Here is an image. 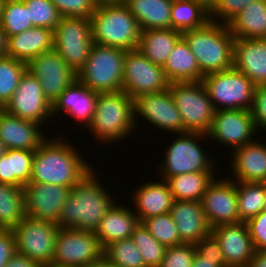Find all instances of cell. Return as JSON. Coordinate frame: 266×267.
Wrapping results in <instances>:
<instances>
[{"instance_id":"1","label":"cell","mask_w":266,"mask_h":267,"mask_svg":"<svg viewBox=\"0 0 266 267\" xmlns=\"http://www.w3.org/2000/svg\"><path fill=\"white\" fill-rule=\"evenodd\" d=\"M65 136L46 138L35 150L30 182L75 186L92 169Z\"/></svg>"},{"instance_id":"2","label":"cell","mask_w":266,"mask_h":267,"mask_svg":"<svg viewBox=\"0 0 266 267\" xmlns=\"http://www.w3.org/2000/svg\"><path fill=\"white\" fill-rule=\"evenodd\" d=\"M94 169L71 188L58 220L59 228L95 232L104 215L115 204L117 199H113L111 192H107L108 189L99 182Z\"/></svg>"},{"instance_id":"3","label":"cell","mask_w":266,"mask_h":267,"mask_svg":"<svg viewBox=\"0 0 266 267\" xmlns=\"http://www.w3.org/2000/svg\"><path fill=\"white\" fill-rule=\"evenodd\" d=\"M136 126L133 98L122 90L98 93L94 117L86 130L96 142L116 144L129 138Z\"/></svg>"},{"instance_id":"4","label":"cell","mask_w":266,"mask_h":267,"mask_svg":"<svg viewBox=\"0 0 266 267\" xmlns=\"http://www.w3.org/2000/svg\"><path fill=\"white\" fill-rule=\"evenodd\" d=\"M203 76L233 67L234 37L228 24L209 20L204 26L182 33Z\"/></svg>"},{"instance_id":"5","label":"cell","mask_w":266,"mask_h":267,"mask_svg":"<svg viewBox=\"0 0 266 267\" xmlns=\"http://www.w3.org/2000/svg\"><path fill=\"white\" fill-rule=\"evenodd\" d=\"M91 24L95 44L127 51L138 48L141 29L125 3L97 6Z\"/></svg>"},{"instance_id":"6","label":"cell","mask_w":266,"mask_h":267,"mask_svg":"<svg viewBox=\"0 0 266 267\" xmlns=\"http://www.w3.org/2000/svg\"><path fill=\"white\" fill-rule=\"evenodd\" d=\"M171 144L168 145L164 162H159V180L189 172H217L216 160L214 161L203 151L200 142L207 141V135L196 132L174 134ZM199 142V143H198ZM162 163V164H161ZM216 165V166H215ZM217 167V168H215ZM216 169V170H215Z\"/></svg>"},{"instance_id":"7","label":"cell","mask_w":266,"mask_h":267,"mask_svg":"<svg viewBox=\"0 0 266 267\" xmlns=\"http://www.w3.org/2000/svg\"><path fill=\"white\" fill-rule=\"evenodd\" d=\"M126 51L94 43L86 63L77 72V80L97 92L122 90Z\"/></svg>"},{"instance_id":"8","label":"cell","mask_w":266,"mask_h":267,"mask_svg":"<svg viewBox=\"0 0 266 267\" xmlns=\"http://www.w3.org/2000/svg\"><path fill=\"white\" fill-rule=\"evenodd\" d=\"M215 110H251L256 85L234 67L203 77Z\"/></svg>"},{"instance_id":"9","label":"cell","mask_w":266,"mask_h":267,"mask_svg":"<svg viewBox=\"0 0 266 267\" xmlns=\"http://www.w3.org/2000/svg\"><path fill=\"white\" fill-rule=\"evenodd\" d=\"M169 89L187 132L207 134L216 110L202 81L171 82Z\"/></svg>"},{"instance_id":"10","label":"cell","mask_w":266,"mask_h":267,"mask_svg":"<svg viewBox=\"0 0 266 267\" xmlns=\"http://www.w3.org/2000/svg\"><path fill=\"white\" fill-rule=\"evenodd\" d=\"M53 49L77 73L86 63L94 44L91 19L61 17L53 31Z\"/></svg>"},{"instance_id":"11","label":"cell","mask_w":266,"mask_h":267,"mask_svg":"<svg viewBox=\"0 0 266 267\" xmlns=\"http://www.w3.org/2000/svg\"><path fill=\"white\" fill-rule=\"evenodd\" d=\"M104 256L95 232L77 229H58L53 267H85Z\"/></svg>"},{"instance_id":"12","label":"cell","mask_w":266,"mask_h":267,"mask_svg":"<svg viewBox=\"0 0 266 267\" xmlns=\"http://www.w3.org/2000/svg\"><path fill=\"white\" fill-rule=\"evenodd\" d=\"M58 229L55 223L25 216L11 230L15 236L17 252L43 267L52 263Z\"/></svg>"},{"instance_id":"13","label":"cell","mask_w":266,"mask_h":267,"mask_svg":"<svg viewBox=\"0 0 266 267\" xmlns=\"http://www.w3.org/2000/svg\"><path fill=\"white\" fill-rule=\"evenodd\" d=\"M163 67L153 64L139 50H128L124 59L122 91L131 98L169 89Z\"/></svg>"},{"instance_id":"14","label":"cell","mask_w":266,"mask_h":267,"mask_svg":"<svg viewBox=\"0 0 266 267\" xmlns=\"http://www.w3.org/2000/svg\"><path fill=\"white\" fill-rule=\"evenodd\" d=\"M26 69L41 83L43 94L51 104L77 80V73L54 49L30 59Z\"/></svg>"},{"instance_id":"15","label":"cell","mask_w":266,"mask_h":267,"mask_svg":"<svg viewBox=\"0 0 266 267\" xmlns=\"http://www.w3.org/2000/svg\"><path fill=\"white\" fill-rule=\"evenodd\" d=\"M257 131L250 110H217L206 135L212 142L214 140L223 147H230L233 152L253 142L257 138L253 136L259 133Z\"/></svg>"},{"instance_id":"16","label":"cell","mask_w":266,"mask_h":267,"mask_svg":"<svg viewBox=\"0 0 266 267\" xmlns=\"http://www.w3.org/2000/svg\"><path fill=\"white\" fill-rule=\"evenodd\" d=\"M135 125L142 119L150 123L152 128L168 131L172 135L185 133L183 121L170 89L164 91L143 94L134 99ZM141 116V117H140ZM140 117V118H139Z\"/></svg>"},{"instance_id":"17","label":"cell","mask_w":266,"mask_h":267,"mask_svg":"<svg viewBox=\"0 0 266 267\" xmlns=\"http://www.w3.org/2000/svg\"><path fill=\"white\" fill-rule=\"evenodd\" d=\"M3 109L40 125L53 121L52 104L45 98L41 83L28 71L23 74L16 91Z\"/></svg>"},{"instance_id":"18","label":"cell","mask_w":266,"mask_h":267,"mask_svg":"<svg viewBox=\"0 0 266 267\" xmlns=\"http://www.w3.org/2000/svg\"><path fill=\"white\" fill-rule=\"evenodd\" d=\"M211 228L241 222L238 215L236 182L215 178L200 200Z\"/></svg>"},{"instance_id":"19","label":"cell","mask_w":266,"mask_h":267,"mask_svg":"<svg viewBox=\"0 0 266 267\" xmlns=\"http://www.w3.org/2000/svg\"><path fill=\"white\" fill-rule=\"evenodd\" d=\"M71 187L29 182L24 186L26 216L58 224Z\"/></svg>"},{"instance_id":"20","label":"cell","mask_w":266,"mask_h":267,"mask_svg":"<svg viewBox=\"0 0 266 267\" xmlns=\"http://www.w3.org/2000/svg\"><path fill=\"white\" fill-rule=\"evenodd\" d=\"M98 93L75 80L52 103L53 121L54 118L61 117L59 113H63L82 124L83 129H87L94 117Z\"/></svg>"},{"instance_id":"21","label":"cell","mask_w":266,"mask_h":267,"mask_svg":"<svg viewBox=\"0 0 266 267\" xmlns=\"http://www.w3.org/2000/svg\"><path fill=\"white\" fill-rule=\"evenodd\" d=\"M229 267H245L253 258L255 248L245 222L222 224L212 228Z\"/></svg>"},{"instance_id":"22","label":"cell","mask_w":266,"mask_h":267,"mask_svg":"<svg viewBox=\"0 0 266 267\" xmlns=\"http://www.w3.org/2000/svg\"><path fill=\"white\" fill-rule=\"evenodd\" d=\"M41 127L45 126L0 109V139L7 149L35 151L47 138Z\"/></svg>"},{"instance_id":"23","label":"cell","mask_w":266,"mask_h":267,"mask_svg":"<svg viewBox=\"0 0 266 267\" xmlns=\"http://www.w3.org/2000/svg\"><path fill=\"white\" fill-rule=\"evenodd\" d=\"M261 142L256 138L231 152L230 169L234 172L229 177L231 180L266 183V143Z\"/></svg>"},{"instance_id":"24","label":"cell","mask_w":266,"mask_h":267,"mask_svg":"<svg viewBox=\"0 0 266 267\" xmlns=\"http://www.w3.org/2000/svg\"><path fill=\"white\" fill-rule=\"evenodd\" d=\"M170 214L184 244H196L212 232L200 201L174 200Z\"/></svg>"},{"instance_id":"25","label":"cell","mask_w":266,"mask_h":267,"mask_svg":"<svg viewBox=\"0 0 266 267\" xmlns=\"http://www.w3.org/2000/svg\"><path fill=\"white\" fill-rule=\"evenodd\" d=\"M233 67L256 86L266 85V39L234 38Z\"/></svg>"},{"instance_id":"26","label":"cell","mask_w":266,"mask_h":267,"mask_svg":"<svg viewBox=\"0 0 266 267\" xmlns=\"http://www.w3.org/2000/svg\"><path fill=\"white\" fill-rule=\"evenodd\" d=\"M136 189H133L131 196L134 203L132 209L140 222L152 216L170 213L174 199L165 180L144 181Z\"/></svg>"},{"instance_id":"27","label":"cell","mask_w":266,"mask_h":267,"mask_svg":"<svg viewBox=\"0 0 266 267\" xmlns=\"http://www.w3.org/2000/svg\"><path fill=\"white\" fill-rule=\"evenodd\" d=\"M139 218L128 205L114 204L104 215L95 231V235L103 249L112 242L131 238Z\"/></svg>"},{"instance_id":"28","label":"cell","mask_w":266,"mask_h":267,"mask_svg":"<svg viewBox=\"0 0 266 267\" xmlns=\"http://www.w3.org/2000/svg\"><path fill=\"white\" fill-rule=\"evenodd\" d=\"M53 31L44 27H32L8 37L7 56L27 63L44 52L53 50Z\"/></svg>"},{"instance_id":"29","label":"cell","mask_w":266,"mask_h":267,"mask_svg":"<svg viewBox=\"0 0 266 267\" xmlns=\"http://www.w3.org/2000/svg\"><path fill=\"white\" fill-rule=\"evenodd\" d=\"M163 69L170 82H200L204 77L183 37L175 44Z\"/></svg>"},{"instance_id":"30","label":"cell","mask_w":266,"mask_h":267,"mask_svg":"<svg viewBox=\"0 0 266 267\" xmlns=\"http://www.w3.org/2000/svg\"><path fill=\"white\" fill-rule=\"evenodd\" d=\"M174 0H126L125 4L138 21L141 31L171 28Z\"/></svg>"},{"instance_id":"31","label":"cell","mask_w":266,"mask_h":267,"mask_svg":"<svg viewBox=\"0 0 266 267\" xmlns=\"http://www.w3.org/2000/svg\"><path fill=\"white\" fill-rule=\"evenodd\" d=\"M182 33L175 29H150L141 31L139 50L153 64L163 67Z\"/></svg>"},{"instance_id":"32","label":"cell","mask_w":266,"mask_h":267,"mask_svg":"<svg viewBox=\"0 0 266 267\" xmlns=\"http://www.w3.org/2000/svg\"><path fill=\"white\" fill-rule=\"evenodd\" d=\"M234 38L266 39V0H255L228 23Z\"/></svg>"},{"instance_id":"33","label":"cell","mask_w":266,"mask_h":267,"mask_svg":"<svg viewBox=\"0 0 266 267\" xmlns=\"http://www.w3.org/2000/svg\"><path fill=\"white\" fill-rule=\"evenodd\" d=\"M35 151L7 149L0 157V182L24 187L30 182Z\"/></svg>"},{"instance_id":"34","label":"cell","mask_w":266,"mask_h":267,"mask_svg":"<svg viewBox=\"0 0 266 267\" xmlns=\"http://www.w3.org/2000/svg\"><path fill=\"white\" fill-rule=\"evenodd\" d=\"M209 0H174L171 29L181 33L200 28L209 21Z\"/></svg>"},{"instance_id":"35","label":"cell","mask_w":266,"mask_h":267,"mask_svg":"<svg viewBox=\"0 0 266 267\" xmlns=\"http://www.w3.org/2000/svg\"><path fill=\"white\" fill-rule=\"evenodd\" d=\"M215 172H189L172 176L165 181L174 200L200 201L207 187L217 177Z\"/></svg>"},{"instance_id":"36","label":"cell","mask_w":266,"mask_h":267,"mask_svg":"<svg viewBox=\"0 0 266 267\" xmlns=\"http://www.w3.org/2000/svg\"><path fill=\"white\" fill-rule=\"evenodd\" d=\"M25 216L24 187L0 182V229H12Z\"/></svg>"},{"instance_id":"37","label":"cell","mask_w":266,"mask_h":267,"mask_svg":"<svg viewBox=\"0 0 266 267\" xmlns=\"http://www.w3.org/2000/svg\"><path fill=\"white\" fill-rule=\"evenodd\" d=\"M238 215L241 222L261 213L266 197V183L236 182Z\"/></svg>"},{"instance_id":"38","label":"cell","mask_w":266,"mask_h":267,"mask_svg":"<svg viewBox=\"0 0 266 267\" xmlns=\"http://www.w3.org/2000/svg\"><path fill=\"white\" fill-rule=\"evenodd\" d=\"M26 63L10 56L0 58V109H3L16 91Z\"/></svg>"},{"instance_id":"39","label":"cell","mask_w":266,"mask_h":267,"mask_svg":"<svg viewBox=\"0 0 266 267\" xmlns=\"http://www.w3.org/2000/svg\"><path fill=\"white\" fill-rule=\"evenodd\" d=\"M0 25L7 38L31 29L33 25L25 3L22 0H5Z\"/></svg>"},{"instance_id":"40","label":"cell","mask_w":266,"mask_h":267,"mask_svg":"<svg viewBox=\"0 0 266 267\" xmlns=\"http://www.w3.org/2000/svg\"><path fill=\"white\" fill-rule=\"evenodd\" d=\"M131 239L141 253L146 267L160 266L166 247L150 234L142 222L135 227Z\"/></svg>"},{"instance_id":"41","label":"cell","mask_w":266,"mask_h":267,"mask_svg":"<svg viewBox=\"0 0 266 267\" xmlns=\"http://www.w3.org/2000/svg\"><path fill=\"white\" fill-rule=\"evenodd\" d=\"M104 257L116 267H146L131 238L112 242L104 249Z\"/></svg>"},{"instance_id":"42","label":"cell","mask_w":266,"mask_h":267,"mask_svg":"<svg viewBox=\"0 0 266 267\" xmlns=\"http://www.w3.org/2000/svg\"><path fill=\"white\" fill-rule=\"evenodd\" d=\"M150 234L165 247L184 244L170 213L152 216L142 221Z\"/></svg>"},{"instance_id":"43","label":"cell","mask_w":266,"mask_h":267,"mask_svg":"<svg viewBox=\"0 0 266 267\" xmlns=\"http://www.w3.org/2000/svg\"><path fill=\"white\" fill-rule=\"evenodd\" d=\"M29 11L33 27H44L54 31L60 21L56 6L51 0H22Z\"/></svg>"},{"instance_id":"44","label":"cell","mask_w":266,"mask_h":267,"mask_svg":"<svg viewBox=\"0 0 266 267\" xmlns=\"http://www.w3.org/2000/svg\"><path fill=\"white\" fill-rule=\"evenodd\" d=\"M253 1L255 0H209V19L228 24Z\"/></svg>"},{"instance_id":"45","label":"cell","mask_w":266,"mask_h":267,"mask_svg":"<svg viewBox=\"0 0 266 267\" xmlns=\"http://www.w3.org/2000/svg\"><path fill=\"white\" fill-rule=\"evenodd\" d=\"M195 254V244L166 247L159 267H192Z\"/></svg>"},{"instance_id":"46","label":"cell","mask_w":266,"mask_h":267,"mask_svg":"<svg viewBox=\"0 0 266 267\" xmlns=\"http://www.w3.org/2000/svg\"><path fill=\"white\" fill-rule=\"evenodd\" d=\"M61 17H86L91 19L97 4L94 0H51Z\"/></svg>"},{"instance_id":"47","label":"cell","mask_w":266,"mask_h":267,"mask_svg":"<svg viewBox=\"0 0 266 267\" xmlns=\"http://www.w3.org/2000/svg\"><path fill=\"white\" fill-rule=\"evenodd\" d=\"M196 251L205 259H217L221 267H229L223 256L221 245L216 236L211 232L195 244Z\"/></svg>"},{"instance_id":"48","label":"cell","mask_w":266,"mask_h":267,"mask_svg":"<svg viewBox=\"0 0 266 267\" xmlns=\"http://www.w3.org/2000/svg\"><path fill=\"white\" fill-rule=\"evenodd\" d=\"M245 223L255 250H266V212L262 211Z\"/></svg>"},{"instance_id":"49","label":"cell","mask_w":266,"mask_h":267,"mask_svg":"<svg viewBox=\"0 0 266 267\" xmlns=\"http://www.w3.org/2000/svg\"><path fill=\"white\" fill-rule=\"evenodd\" d=\"M255 127L266 132V85H258L254 91L253 105L250 110Z\"/></svg>"},{"instance_id":"50","label":"cell","mask_w":266,"mask_h":267,"mask_svg":"<svg viewBox=\"0 0 266 267\" xmlns=\"http://www.w3.org/2000/svg\"><path fill=\"white\" fill-rule=\"evenodd\" d=\"M17 252L14 233L11 229H0V267H5Z\"/></svg>"},{"instance_id":"51","label":"cell","mask_w":266,"mask_h":267,"mask_svg":"<svg viewBox=\"0 0 266 267\" xmlns=\"http://www.w3.org/2000/svg\"><path fill=\"white\" fill-rule=\"evenodd\" d=\"M5 267H42L38 262L16 252Z\"/></svg>"},{"instance_id":"52","label":"cell","mask_w":266,"mask_h":267,"mask_svg":"<svg viewBox=\"0 0 266 267\" xmlns=\"http://www.w3.org/2000/svg\"><path fill=\"white\" fill-rule=\"evenodd\" d=\"M245 267H266V250H255L253 258Z\"/></svg>"},{"instance_id":"53","label":"cell","mask_w":266,"mask_h":267,"mask_svg":"<svg viewBox=\"0 0 266 267\" xmlns=\"http://www.w3.org/2000/svg\"><path fill=\"white\" fill-rule=\"evenodd\" d=\"M192 267H221V266L217 264V259H205L196 251Z\"/></svg>"},{"instance_id":"54","label":"cell","mask_w":266,"mask_h":267,"mask_svg":"<svg viewBox=\"0 0 266 267\" xmlns=\"http://www.w3.org/2000/svg\"><path fill=\"white\" fill-rule=\"evenodd\" d=\"M7 43H8L7 35L2 26L0 25V58L7 55Z\"/></svg>"},{"instance_id":"55","label":"cell","mask_w":266,"mask_h":267,"mask_svg":"<svg viewBox=\"0 0 266 267\" xmlns=\"http://www.w3.org/2000/svg\"><path fill=\"white\" fill-rule=\"evenodd\" d=\"M85 267H116L114 266L113 264H111L104 256L98 260V261H95L94 263L92 264H89Z\"/></svg>"},{"instance_id":"56","label":"cell","mask_w":266,"mask_h":267,"mask_svg":"<svg viewBox=\"0 0 266 267\" xmlns=\"http://www.w3.org/2000/svg\"><path fill=\"white\" fill-rule=\"evenodd\" d=\"M97 6L99 5H107V4H120L125 3L126 0H94Z\"/></svg>"},{"instance_id":"57","label":"cell","mask_w":266,"mask_h":267,"mask_svg":"<svg viewBox=\"0 0 266 267\" xmlns=\"http://www.w3.org/2000/svg\"><path fill=\"white\" fill-rule=\"evenodd\" d=\"M6 151H7V148L5 144L3 143V141L0 139V157L4 155Z\"/></svg>"},{"instance_id":"58","label":"cell","mask_w":266,"mask_h":267,"mask_svg":"<svg viewBox=\"0 0 266 267\" xmlns=\"http://www.w3.org/2000/svg\"><path fill=\"white\" fill-rule=\"evenodd\" d=\"M4 2H5V0H0V16H1V12L3 10Z\"/></svg>"},{"instance_id":"59","label":"cell","mask_w":266,"mask_h":267,"mask_svg":"<svg viewBox=\"0 0 266 267\" xmlns=\"http://www.w3.org/2000/svg\"><path fill=\"white\" fill-rule=\"evenodd\" d=\"M263 211L266 212V197H265V199H264V209H263Z\"/></svg>"}]
</instances>
